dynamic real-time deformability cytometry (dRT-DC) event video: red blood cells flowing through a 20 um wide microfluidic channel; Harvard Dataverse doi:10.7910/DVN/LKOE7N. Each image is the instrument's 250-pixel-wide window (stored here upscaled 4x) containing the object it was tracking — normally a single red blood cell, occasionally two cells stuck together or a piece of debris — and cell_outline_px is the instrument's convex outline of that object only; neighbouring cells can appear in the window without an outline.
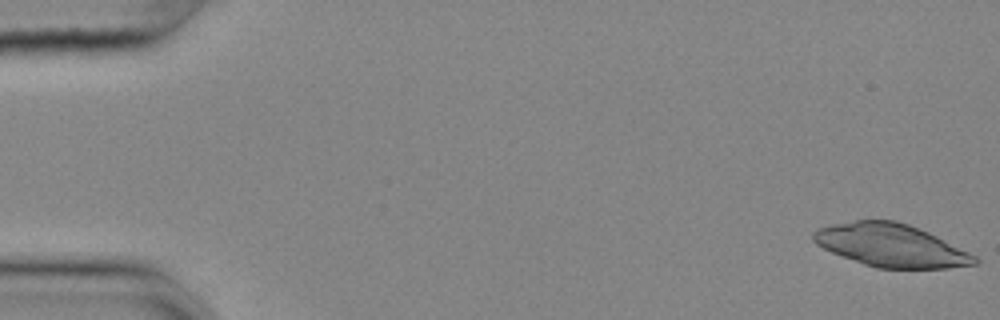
{"species": "common noctule bat (a hibernating species)", "species_latin": "Nyctalus noctula", "temperature_condition": "cold", "stored_images_in_passage": 56, "segment_of_instrument_passage": [1, 2], "camera_frame_rate_fps": 3000, "um_per_image_px": 0.085, "animal": {"sex": "female", "body_mass_g": 25.1}, "frame": {"image": 1, "passage_image": 1, "time_ms": 0.0, "image_size_px": [1000, 320], "cell_outline_px": [[980, 260], [976, 264], [948, 268], [876, 268], [864, 264], [832, 252], [816, 244], [812, 240], [812, 232], [820, 228], [832, 224], [856, 220], [896, 220], [908, 224], [928, 232], [976, 256]], "centroid_in_image_um": [75.72, 20.85], "position_along_channel_um": 9.3, "area_um2": 39.94}}
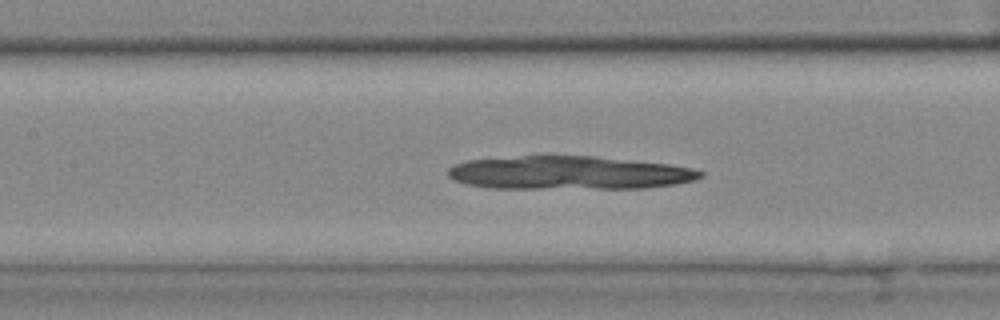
{"frame": {"image": 2, "passage_image": 25, "time_ms": 8.0, "image_size_px": [1000, 320], "cell_outline_px": [[704, 176], [692, 180], [672, 184], [644, 188], [492, 188], [468, 184], [456, 180], [448, 176], [448, 168], [456, 164], [468, 160], [520, 156], [596, 156], [668, 164], [692, 168], [704, 172]], "centroid_in_image_um": [48.37, 14.68], "position_along_channel_um": 159.0, "area_um2": 48.73}}
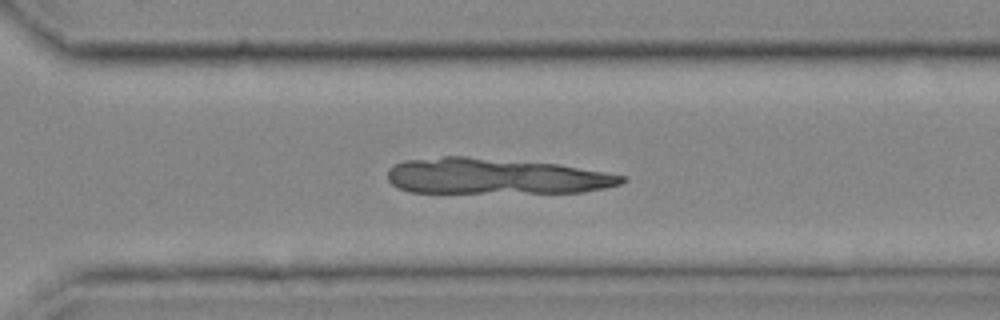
{"frame": {"image": 3, "passage_image": 39, "time_ms": 12.667, "image_size_px": [1000, 320], "cell_outline_px": [[628, 180], [620, 184], [604, 188], [584, 192], [408, 192], [392, 184], [388, 180], [388, 168], [392, 164], [404, 160], [444, 156], [468, 156], [560, 164], [628, 176]], "centroid_in_image_um": [42.11, 14.96], "position_along_channel_um": 328.5, "area_um2": 49.19}}